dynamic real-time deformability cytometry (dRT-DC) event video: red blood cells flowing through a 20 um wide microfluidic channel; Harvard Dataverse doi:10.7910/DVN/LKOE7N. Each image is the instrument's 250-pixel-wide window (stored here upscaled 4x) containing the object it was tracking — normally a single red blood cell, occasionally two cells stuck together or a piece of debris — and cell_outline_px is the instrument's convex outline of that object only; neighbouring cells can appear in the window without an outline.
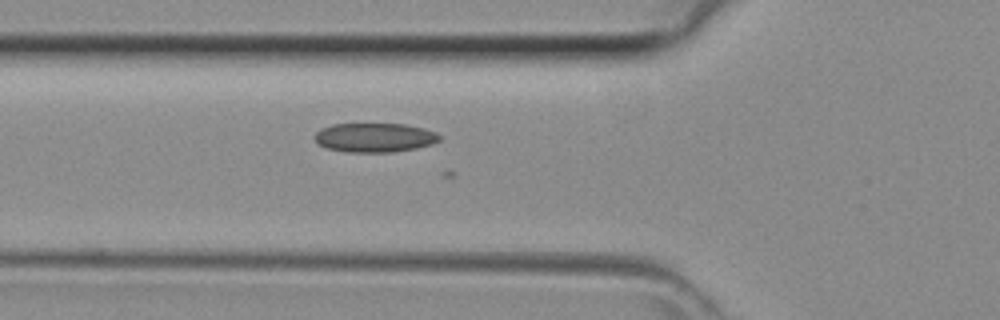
{"species": "common noctule bat (a hibernating species)", "species_latin": "Nyctalus noctula", "temperature_condition": "room temperature", "stored_images_in_passage": 9, "camera_frame_rate_fps": 3000, "um_per_image_px": 0.085, "animal": {"sex": "female", "body_mass_g": 29.2, "forearm_length_mm": 56.3}, "frame": {"image": 1, "passage_image": 3, "time_ms": 0.667, "image_size_px": [1000, 320], "cell_outline_px": [[440, 140], [432, 144], [416, 148], [392, 152], [348, 152], [324, 148], [316, 144], [316, 132], [320, 128], [332, 124], [404, 124], [424, 128], [436, 132], [440, 136]], "centroid_in_image_um": [31.82, 11.69], "position_along_channel_um": 94.0, "area_um2": 21.33}}
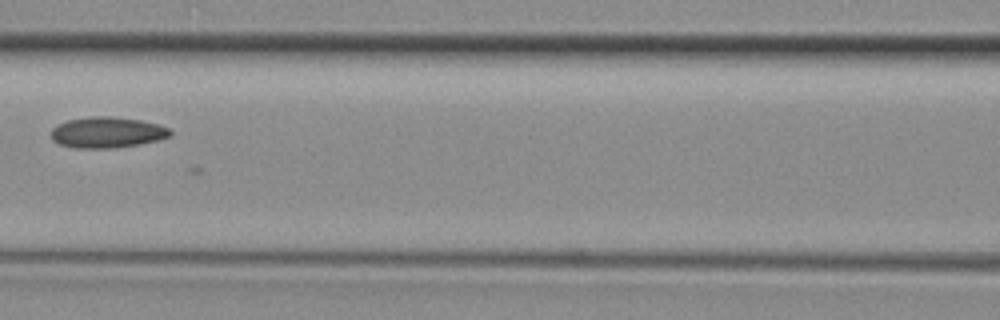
{"frame": {"image": 2, "passage_image": 7, "time_ms": 2.0, "image_size_px": [1000, 320], "cell_outline_px": [[172, 136], [160, 140], [140, 144], [116, 148], [76, 148], [60, 144], [52, 140], [52, 128], [68, 120], [88, 116], [112, 116], [140, 120], [160, 124], [168, 128], [172, 132]], "centroid_in_image_um": [9.16, 11.25], "position_along_channel_um": 157.4, "area_um2": 21.62}}